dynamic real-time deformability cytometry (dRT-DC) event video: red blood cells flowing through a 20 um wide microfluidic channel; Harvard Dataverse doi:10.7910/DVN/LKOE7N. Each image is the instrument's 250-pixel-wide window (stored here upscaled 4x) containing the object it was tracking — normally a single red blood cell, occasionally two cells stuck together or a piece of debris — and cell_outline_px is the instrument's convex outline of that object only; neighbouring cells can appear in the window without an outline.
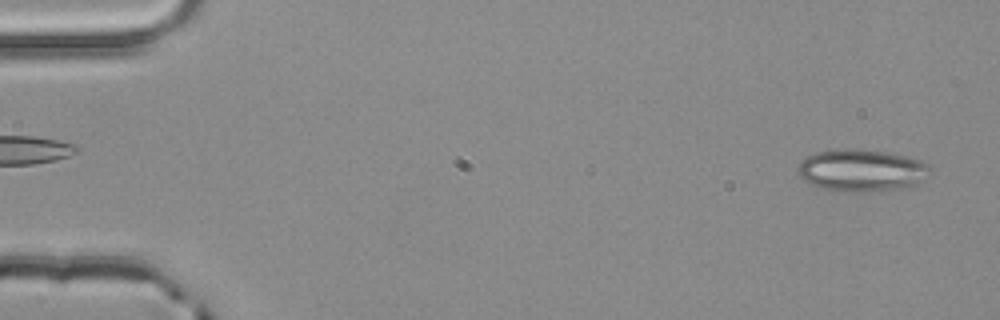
{"species": "common noctule bat (a hibernating species)", "species_latin": "Nyctalus noctula", "temperature_condition": "room temperature", "stored_images_in_passage": 3, "camera_frame_rate_fps": 3000, "um_per_image_px": 0.085, "animal": {"sex": "male", "body_mass_g": 20.4}, "frame": {"image": 1, "passage_image": 1, "time_ms": 0.0, "image_size_px": [1000, 320], "cell_outline_px": [[932, 168], [924, 180], [916, 184], [904, 188], [824, 188], [812, 184], [804, 180], [800, 176], [796, 168], [800, 160], [816, 152], [836, 148], [856, 148], [888, 152], [920, 160], [928, 164]], "centroid_in_image_um": [73.23, 14.39], "position_along_channel_um": 11.8, "area_um2": 31.39}}